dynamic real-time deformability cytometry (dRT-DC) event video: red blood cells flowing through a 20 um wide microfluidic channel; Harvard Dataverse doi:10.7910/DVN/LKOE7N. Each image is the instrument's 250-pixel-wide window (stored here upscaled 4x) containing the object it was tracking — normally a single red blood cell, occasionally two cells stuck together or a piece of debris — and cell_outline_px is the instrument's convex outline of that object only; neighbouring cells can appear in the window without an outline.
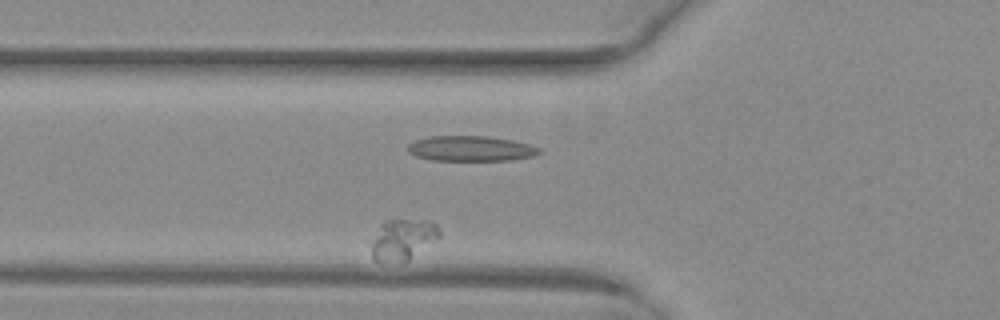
{"species": "common noctule bat (a hibernating species)", "species_latin": "Nyctalus noctula", "temperature_condition": "warm", "stored_images_in_passage": 36, "camera_frame_rate_fps": 3000, "um_per_image_px": 0.085, "animal": {"sex": "female", "body_mass_g": 29.2, "forearm_length_mm": 56.3}, "frame": {"image": 1, "passage_image": 3, "time_ms": 0.667, "image_size_px": [1000, 320], "cell_outline_px": [[440, 236], [408, 260], [376, 260], [372, 256], [372, 244], [380, 224], [384, 220], [432, 220], [436, 224], [440, 232]], "centroid_in_image_um": [34.26, 20.3], "position_along_channel_um": 91.5, "area_um2": 15.66}}
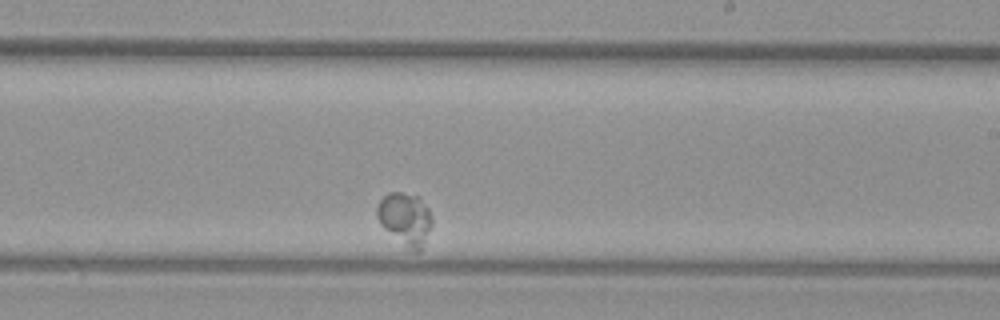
{"frame": {"image": 2, "passage_image": 19, "time_ms": 6.0, "image_size_px": [1000, 320], "cell_outline_px": [[432, 224], [420, 252], [412, 252], [384, 228], [380, 224], [376, 216], [376, 208], [380, 200], [388, 192], [400, 192], [420, 196], [428, 208], [432, 216]], "centroid_in_image_um": [34.45, 18.59], "position_along_channel_um": 254.6, "area_um2": 16.94}}
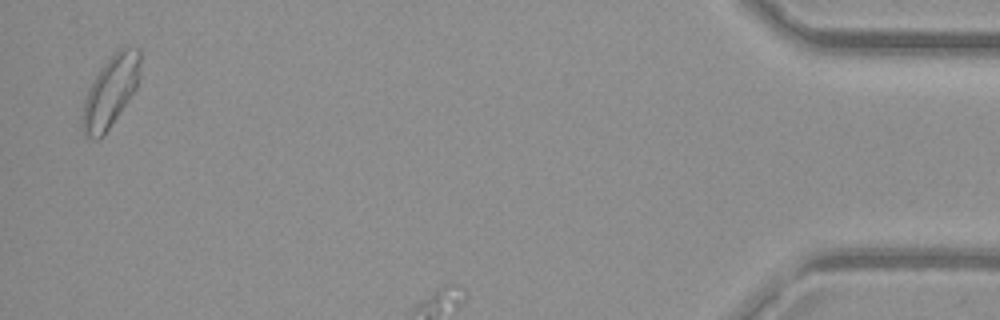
{"frame": {"image": 3, "passage_image": 35, "time_ms": 11.333, "image_size_px": [1000, 320], "cell_outline_px": [[140, 76], [136, 88], [104, 136], [96, 140], [84, 136], [80, 124], [80, 116], [84, 100], [88, 88], [100, 68], [124, 44], [128, 44], [140, 48]], "centroid_in_image_um": [9.37, 7.78], "position_along_channel_um": 425.8, "area_um2": 24.39}}